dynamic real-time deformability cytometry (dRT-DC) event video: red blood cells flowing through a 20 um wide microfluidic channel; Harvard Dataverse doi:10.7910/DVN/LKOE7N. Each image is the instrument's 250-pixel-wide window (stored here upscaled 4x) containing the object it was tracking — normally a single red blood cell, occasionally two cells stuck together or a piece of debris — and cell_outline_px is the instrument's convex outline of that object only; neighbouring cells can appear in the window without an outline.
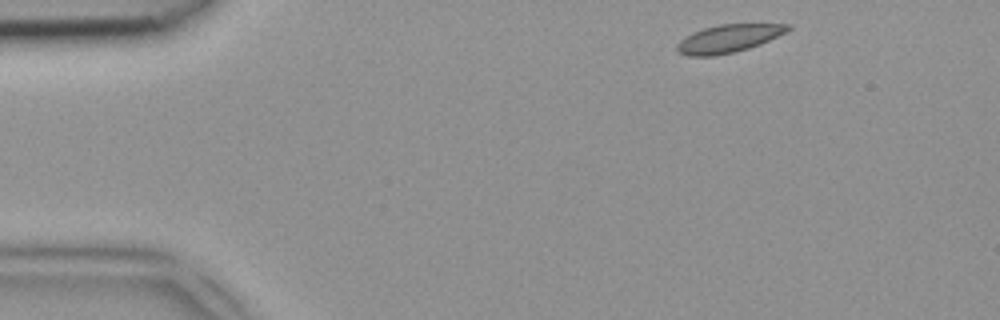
{"species": "common noctule bat (a hibernating species)", "species_latin": "Nyctalus noctula", "temperature_condition": "room temperature", "stored_images_in_passage": 42, "camera_frame_rate_fps": 3000, "um_per_image_px": 0.085, "animal": {"sex": "female", "body_mass_g": 18.4}, "frame": {"image": 1, "passage_image": 1, "time_ms": 0.0, "image_size_px": [1000, 320], "cell_outline_px": [[792, 28], [760, 44], [748, 48], [716, 56], [688, 56], [676, 52], [676, 44], [680, 40], [692, 32], [704, 28], [720, 24], [792, 24]], "centroid_in_image_um": [61.86, 3.28], "position_along_channel_um": 23.1, "area_um2": 17.92}}
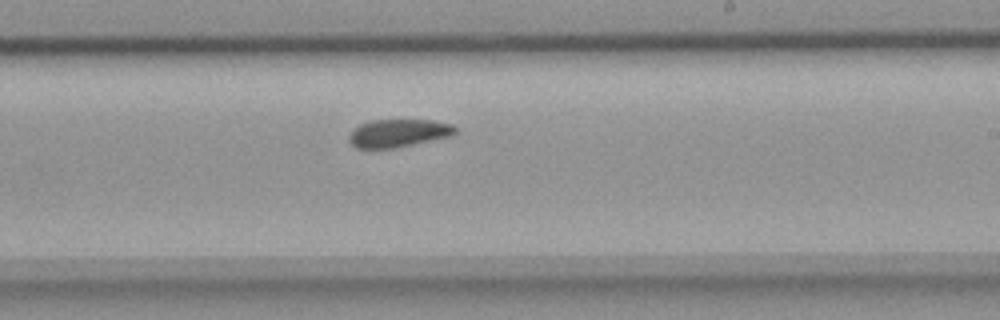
{"frame": {"image": 2, "passage_image": 23, "time_ms": 7.333, "image_size_px": [1000, 320], "cell_outline_px": [[456, 132], [452, 136], [392, 148], [356, 148], [348, 140], [348, 136], [360, 124], [372, 120], [432, 120], [452, 124], [456, 128]], "centroid_in_image_um": [33.87, 11.31], "position_along_channel_um": 255.1, "area_um2": 17.11}}
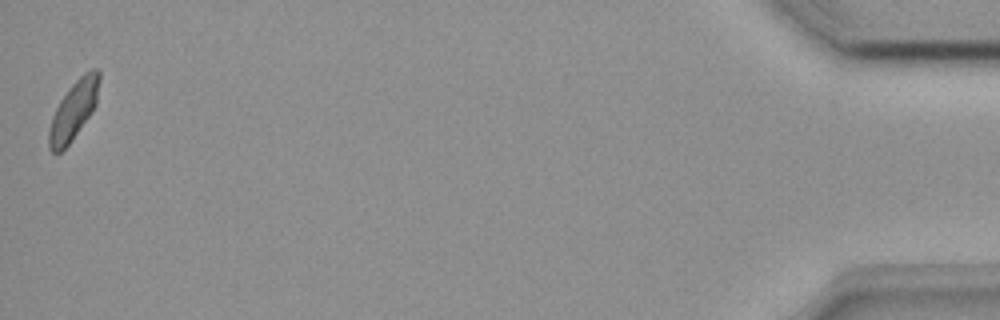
{"frame": {"image": 3, "passage_image": 42, "time_ms": 13.667, "image_size_px": [1000, 320], "cell_outline_px": [[100, 80], [96, 104], [92, 112], [68, 144], [60, 152], [52, 152], [48, 148], [48, 128], [52, 116], [60, 100], [68, 88], [84, 72], [92, 68], [96, 68], [100, 72]], "centroid_in_image_um": [6.25, 9.34], "position_along_channel_um": 428.9, "area_um2": 17.17}}